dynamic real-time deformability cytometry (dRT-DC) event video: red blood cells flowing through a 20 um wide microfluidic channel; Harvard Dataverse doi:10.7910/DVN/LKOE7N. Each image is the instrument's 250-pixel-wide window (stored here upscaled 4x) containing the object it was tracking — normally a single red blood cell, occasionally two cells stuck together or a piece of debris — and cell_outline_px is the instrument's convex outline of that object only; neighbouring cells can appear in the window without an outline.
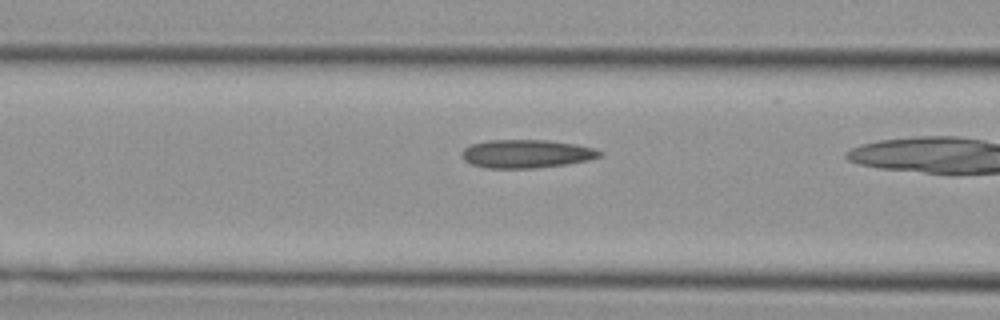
{"species": "Egyptian fruit bat (a non-hibernating species)", "species_latin": "Rousettus aegyptiacus", "temperature_condition": "cold", "stored_images_in_passage": 8, "camera_frame_rate_fps": 3000, "um_per_image_px": 0.085, "animal": {"sex": "female"}, "frame": {"image": 1, "passage_image": 6, "time_ms": 1.667, "image_size_px": [1000, 320], "cell_outline_px": [[604, 156], [588, 160], [568, 164], [536, 168], [484, 168], [472, 164], [464, 160], [460, 152], [464, 148], [472, 144], [488, 140], [548, 140], [576, 144], [596, 148], [604, 152]], "centroid_in_image_um": [44.79, 13.07], "position_along_channel_um": 121.8, "area_um2": 23.06}}